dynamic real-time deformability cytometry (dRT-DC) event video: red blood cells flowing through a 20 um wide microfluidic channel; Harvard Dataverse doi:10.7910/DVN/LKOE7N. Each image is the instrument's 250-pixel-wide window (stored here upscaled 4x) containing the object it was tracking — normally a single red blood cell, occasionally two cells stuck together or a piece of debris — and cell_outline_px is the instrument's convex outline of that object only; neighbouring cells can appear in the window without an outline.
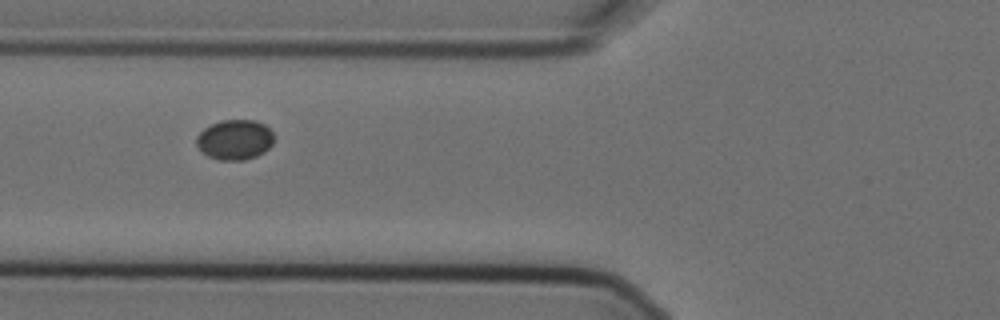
{"species": "Egyptian fruit bat (a non-hibernating species)", "species_latin": "Rousettus aegyptiacus", "temperature_condition": "cold", "stored_images_in_passage": 5, "camera_frame_rate_fps": 3000, "um_per_image_px": 0.085, "animal": {"sex": "female"}, "frame": {"image": 1, "passage_image": 3, "time_ms": 0.667, "image_size_px": [1000, 320], "cell_outline_px": [[272, 144], [264, 152], [256, 156], [244, 160], [220, 160], [208, 156], [196, 144], [196, 136], [204, 128], [220, 120], [256, 120], [264, 124], [272, 132]], "centroid_in_image_um": [19.95, 11.87], "position_along_channel_um": 105.9, "area_um2": 17.98}}
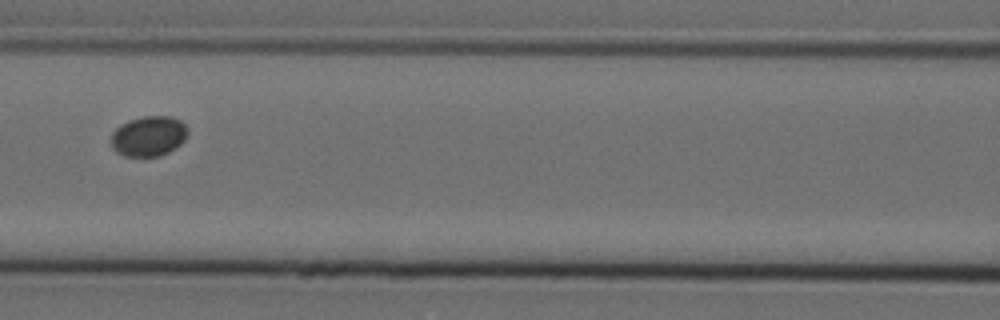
{"frame": {"image": 2, "passage_image": 4, "time_ms": 1.0, "image_size_px": [1000, 320], "cell_outline_px": [[188, 132], [184, 140], [180, 144], [168, 152], [160, 156], [124, 156], [116, 152], [112, 148], [112, 132], [120, 124], [128, 120], [144, 116], [172, 116], [180, 120], [188, 128]], "centroid_in_image_um": [12.63, 11.56], "position_along_channel_um": 154.0, "area_um2": 18.03}}
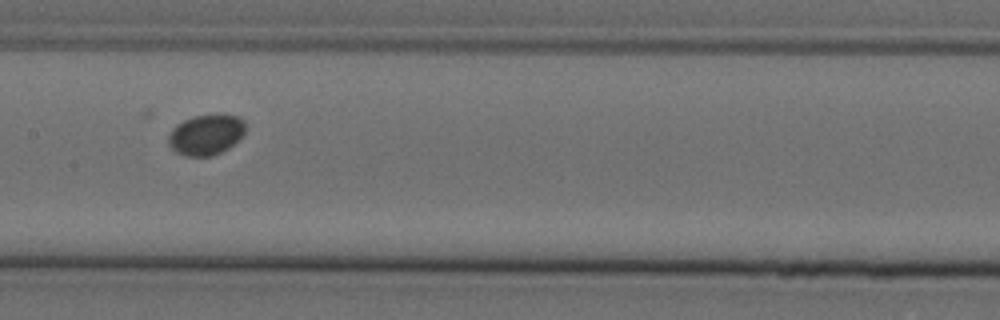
{"frame": {"image": 3, "passage_image": 5, "time_ms": 1.333, "image_size_px": [1000, 320], "cell_outline_px": [[244, 132], [228, 148], [212, 156], [184, 156], [176, 152], [168, 144], [168, 136], [172, 128], [176, 124], [192, 116], [224, 112], [236, 116], [244, 120]], "centroid_in_image_um": [17.48, 11.41], "position_along_channel_um": 189.9, "area_um2": 18.38}}